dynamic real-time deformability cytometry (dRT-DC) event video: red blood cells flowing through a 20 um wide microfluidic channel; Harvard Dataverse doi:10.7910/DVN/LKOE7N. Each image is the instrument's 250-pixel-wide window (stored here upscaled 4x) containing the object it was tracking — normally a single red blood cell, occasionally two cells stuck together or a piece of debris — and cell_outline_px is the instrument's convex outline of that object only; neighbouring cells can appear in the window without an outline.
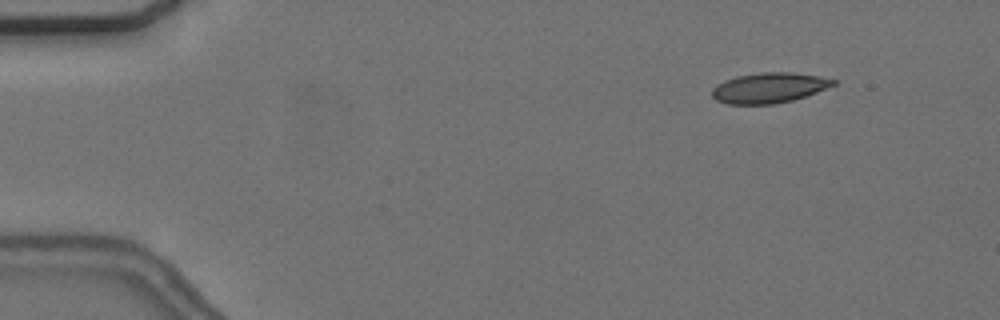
{"species": "common noctule bat (a hibernating species)", "species_latin": "Nyctalus noctula", "temperature_condition": "cold", "stored_images_in_passage": 5, "camera_frame_rate_fps": 3000, "um_per_image_px": 0.085, "animal": {"sex": "female", "body_mass_g": 24.6, "forearm_length_mm": 56.2}, "frame": {"image": 1, "passage_image": 2, "time_ms": 1.333, "image_size_px": [1000, 320], "cell_outline_px": [[836, 84], [816, 92], [792, 100], [772, 104], [728, 104], [716, 100], [712, 96], [712, 88], [716, 84], [724, 80], [736, 76], [760, 72], [792, 72], [820, 76], [836, 80]], "centroid_in_image_um": [65.34, 7.45], "position_along_channel_um": 19.7, "area_um2": 21.39}}
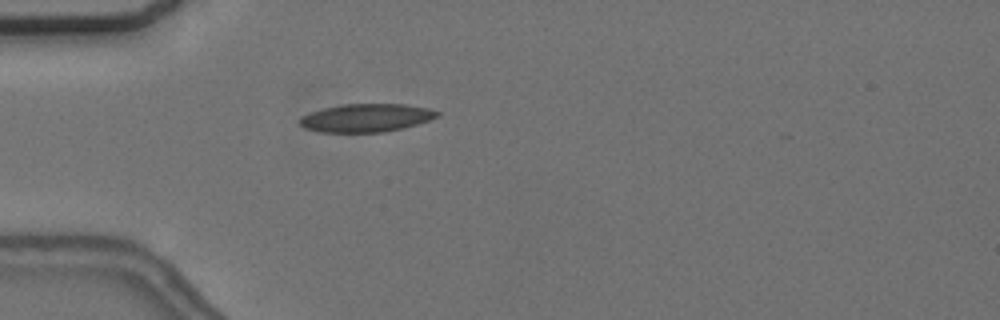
{"frame": {"image": 2, "passage_image": 5, "time_ms": 4.667, "image_size_px": [1000, 320], "cell_outline_px": [[440, 116], [404, 128], [384, 132], [320, 132], [304, 128], [300, 124], [300, 116], [308, 112], [324, 108], [344, 104], [404, 104], [428, 108], [440, 112]], "centroid_in_image_um": [31.11, 10.02], "position_along_channel_um": 53.9, "area_um2": 22.6}}